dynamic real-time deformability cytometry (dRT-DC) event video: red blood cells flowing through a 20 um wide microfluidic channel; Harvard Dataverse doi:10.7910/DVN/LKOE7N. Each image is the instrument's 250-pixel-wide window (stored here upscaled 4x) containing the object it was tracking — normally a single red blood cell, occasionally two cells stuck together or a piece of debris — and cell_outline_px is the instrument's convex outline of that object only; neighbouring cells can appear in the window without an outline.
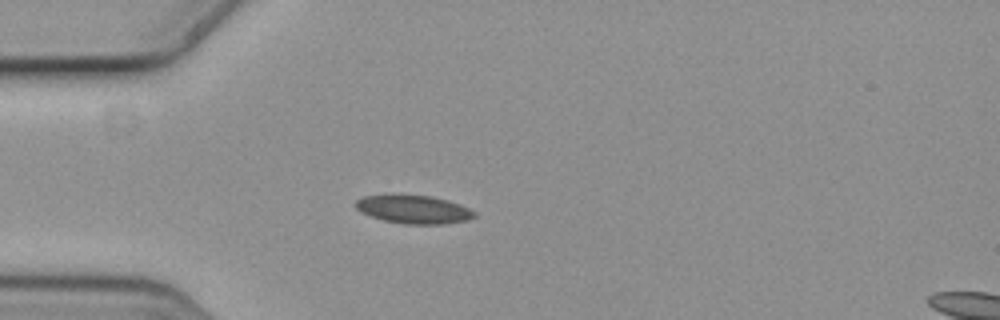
{"species": "common noctule bat (a hibernating species)", "species_latin": "Nyctalus noctula", "temperature_condition": "cold", "stored_images_in_passage": 4, "camera_frame_rate_fps": 3000, "um_per_image_px": 0.085, "animal": {"sex": "female", "body_mass_g": 19.3, "forearm_length_mm": 54.1}, "frame": {"image": 1, "passage_image": 4, "time_ms": 1.0, "image_size_px": [1000, 320], "cell_outline_px": [[476, 216], [468, 220], [444, 224], [404, 224], [384, 220], [360, 212], [352, 204], [356, 200], [364, 196], [392, 192], [432, 196], [448, 200], [460, 204], [476, 212]], "centroid_in_image_um": [35.11, 17.75], "position_along_channel_um": 49.9, "area_um2": 20.35}}